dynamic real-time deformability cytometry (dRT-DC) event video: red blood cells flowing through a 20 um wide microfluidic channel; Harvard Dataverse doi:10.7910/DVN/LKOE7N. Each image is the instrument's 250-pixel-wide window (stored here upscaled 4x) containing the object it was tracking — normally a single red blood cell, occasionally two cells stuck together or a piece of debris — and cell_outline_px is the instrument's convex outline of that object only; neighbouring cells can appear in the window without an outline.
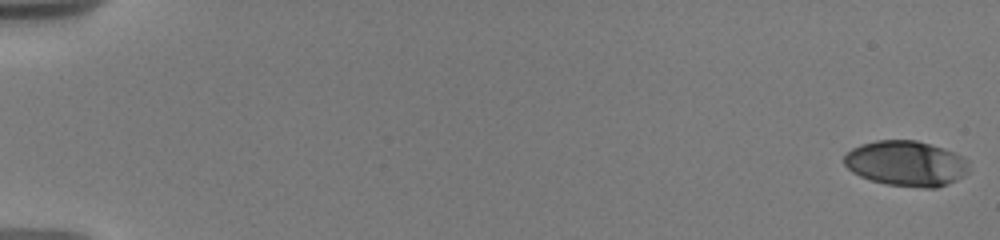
{"species": "human", "species_latin": "Homo sapiens", "temperature_condition": "warm", "stored_images_in_passage": 19, "camera_frame_rate_fps": 3000, "um_per_image_px": 0.085, "donor": {"sex": "male"}, "frame": {"image": 1, "passage_image": 1, "time_ms": 0.0, "image_size_px": [1000, 240], "cell_outline_px": [[968, 172], [964, 176], [948, 184], [936, 188], [920, 188], [884, 184], [860, 176], [852, 172], [844, 164], [844, 156], [852, 148], [860, 144], [876, 140], [916, 140], [944, 148], [964, 156], [968, 160]], "centroid_in_image_um": [77.04, 13.9], "position_along_channel_um": 8.0, "area_um2": 33.29}}
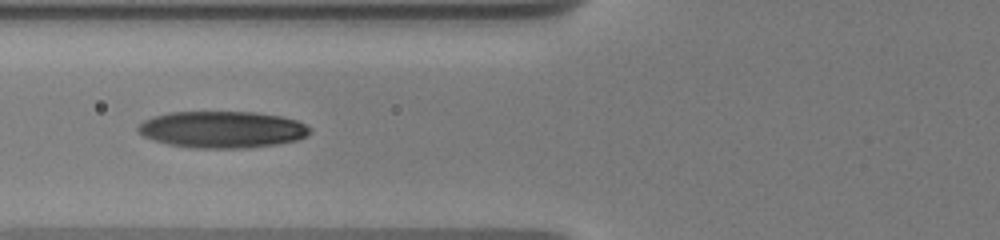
{"frame": {"image": 2, "passage_image": 14, "time_ms": 7.667, "image_size_px": [1000, 240], "cell_outline_px": [[312, 132], [296, 140], [276, 144], [244, 148], [192, 148], [168, 144], [152, 140], [136, 132], [136, 128], [144, 120], [152, 116], [168, 112], [256, 112], [280, 116], [296, 120], [312, 128]], "centroid_in_image_um": [18.84, 11.0], "position_along_channel_um": 107.0, "area_um2": 36.93}}
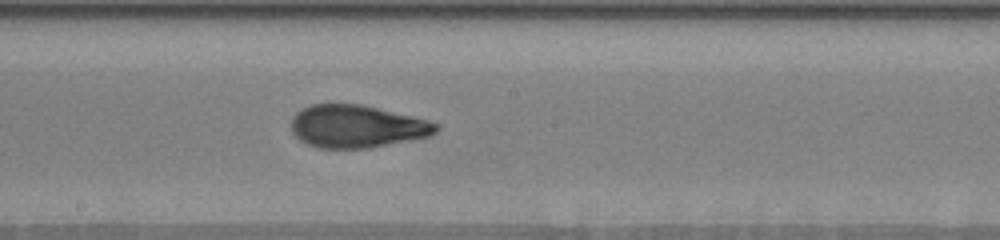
{"frame": {"image": 3, "passage_image": 19, "time_ms": 10.667, "image_size_px": [1000, 240], "cell_outline_px": [[440, 128], [436, 132], [428, 136], [368, 148], [320, 148], [308, 144], [300, 140], [292, 132], [292, 116], [296, 112], [312, 104], [360, 104], [412, 116], [428, 120], [440, 124]], "centroid_in_image_um": [30.33, 10.74], "position_along_channel_um": 217.9, "area_um2": 35.72}}